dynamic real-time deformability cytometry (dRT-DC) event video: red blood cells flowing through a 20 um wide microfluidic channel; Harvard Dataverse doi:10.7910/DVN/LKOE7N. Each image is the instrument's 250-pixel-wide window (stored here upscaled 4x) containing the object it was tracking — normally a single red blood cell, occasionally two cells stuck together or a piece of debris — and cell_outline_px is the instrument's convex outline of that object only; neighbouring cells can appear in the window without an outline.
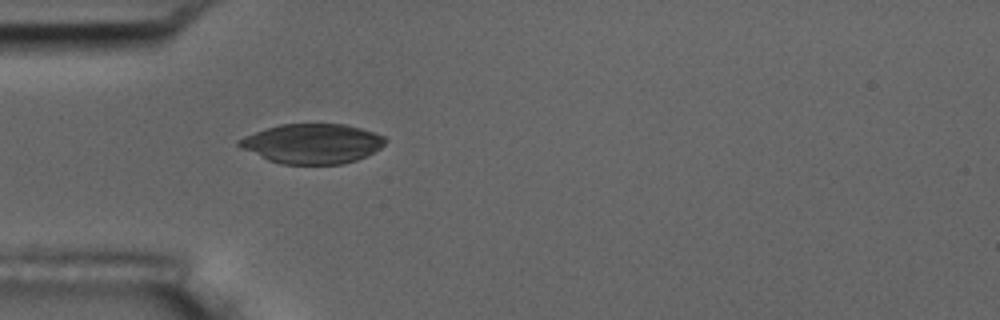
{"species": "common noctule bat (a hibernating species)", "species_latin": "Nyctalus noctula", "temperature_condition": "room temperature", "stored_images_in_passage": 1, "camera_frame_rate_fps": 3000, "um_per_image_px": 0.085, "animal": {"sex": "male", "body_mass_g": 17.5, "forearm_length_mm": 52.3}, "frame": {"image": 1, "passage_image": 1, "time_ms": 0.0, "image_size_px": [1000, 320], "cell_outline_px": [[388, 140], [380, 148], [356, 160], [340, 164], [284, 164], [268, 160], [240, 148], [236, 144], [236, 140], [244, 136], [280, 124], [344, 124], [360, 128], [384, 136]], "centroid_in_image_um": [26.51, 12.21], "position_along_channel_um": 58.5, "area_um2": 33.64}}